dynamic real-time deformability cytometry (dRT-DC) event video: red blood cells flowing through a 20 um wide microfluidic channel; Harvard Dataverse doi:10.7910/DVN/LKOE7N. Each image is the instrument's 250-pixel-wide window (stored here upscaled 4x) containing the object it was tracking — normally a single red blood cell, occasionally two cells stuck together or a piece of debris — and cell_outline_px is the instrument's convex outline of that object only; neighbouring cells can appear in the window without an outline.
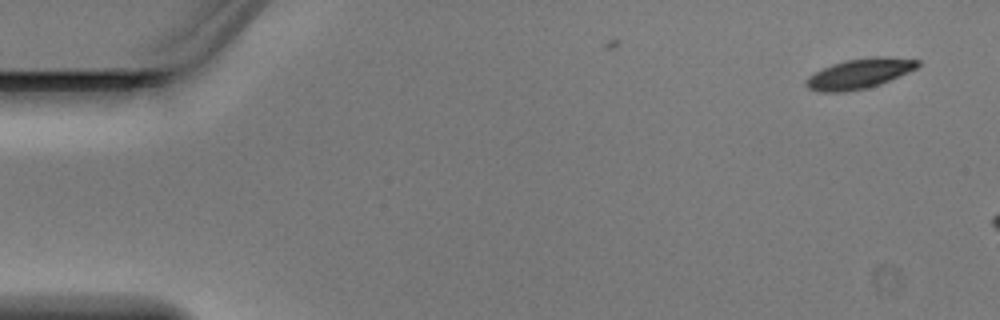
{"species": "Egyptian fruit bat (a non-hibernating species)", "species_latin": "Rousettus aegyptiacus", "temperature_condition": "warm", "stored_images_in_passage": 3, "camera_frame_rate_fps": 3000, "um_per_image_px": 0.085, "animal": {"sex": "male"}, "frame": {"image": 1, "passage_image": 1, "time_ms": 0.0, "image_size_px": [1000, 320], "cell_outline_px": [[920, 64], [916, 68], [908, 72], [880, 84], [864, 88], [844, 92], [824, 92], [808, 88], [804, 84], [808, 76], [832, 64], [848, 60], [876, 56], [920, 60]], "centroid_in_image_um": [73.04, 6.26], "position_along_channel_um": 12.0, "area_um2": 19.07}}